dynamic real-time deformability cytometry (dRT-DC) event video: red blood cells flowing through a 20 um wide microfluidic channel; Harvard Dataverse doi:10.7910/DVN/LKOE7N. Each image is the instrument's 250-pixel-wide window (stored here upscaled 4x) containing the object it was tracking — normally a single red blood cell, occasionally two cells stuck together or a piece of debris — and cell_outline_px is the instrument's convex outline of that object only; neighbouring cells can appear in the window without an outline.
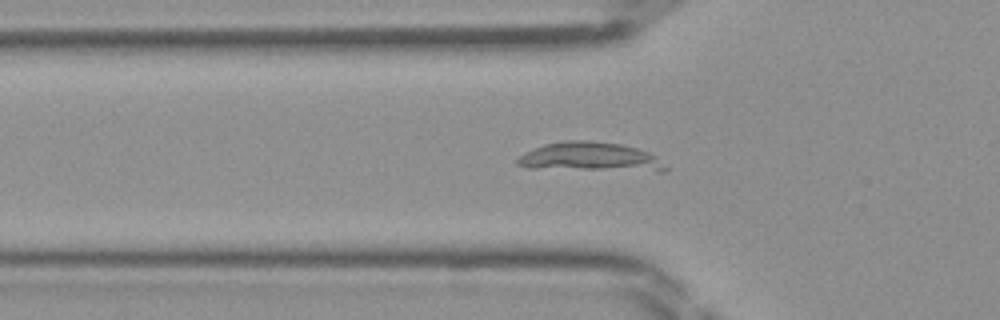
{"species": "Egyptian fruit bat (a non-hibernating species)", "species_latin": "Rousettus aegyptiacus", "temperature_condition": "room temperature", "stored_images_in_passage": 38, "camera_frame_rate_fps": 3000, "um_per_image_px": 0.085, "frame": {"image": 1, "passage_image": 6, "time_ms": 1.667, "image_size_px": [1000, 320], "cell_outline_px": [[668, 168], [664, 172], [656, 172], [528, 168], [516, 164], [516, 160], [524, 152], [544, 144], [564, 140], [588, 140], [620, 144], [636, 148], [648, 152], [656, 156]], "centroid_in_image_um": [50.18, 13.37], "position_along_channel_um": 75.6, "area_um2": 25.61}}
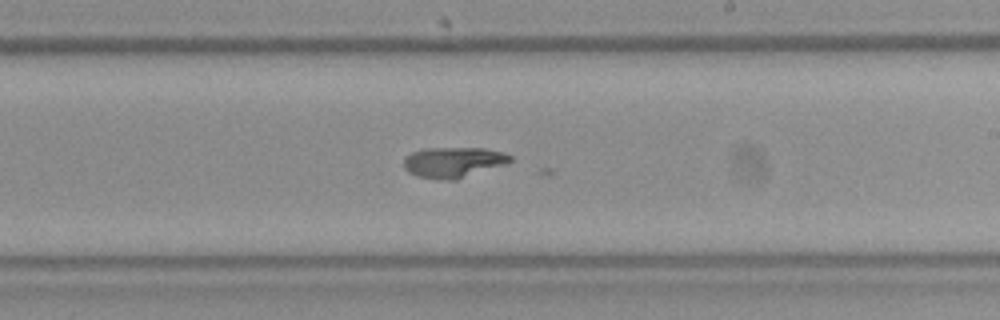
{"frame": {"image": 2, "passage_image": 18, "time_ms": 5.667, "image_size_px": [1000, 320], "cell_outline_px": [[512, 160], [508, 164], [456, 180], [448, 180], [416, 176], [408, 172], [404, 168], [404, 160], [412, 152], [424, 148], [484, 148], [504, 152], [512, 156]], "centroid_in_image_um": [38.58, 13.79], "position_along_channel_um": 250.4, "area_um2": 19.07}}
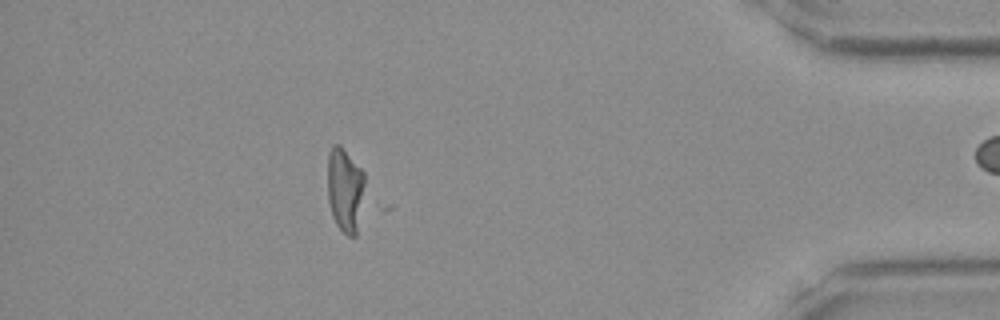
{"frame": {"image": 3, "passage_image": 32, "time_ms": 10.333, "image_size_px": [1000, 320], "cell_outline_px": [[364, 200], [356, 236], [348, 236], [336, 224], [332, 216], [328, 200], [328, 152], [332, 144], [340, 144], [364, 172]], "centroid_in_image_um": [29.33, 16.12], "position_along_channel_um": 405.9, "area_um2": 18.55}}